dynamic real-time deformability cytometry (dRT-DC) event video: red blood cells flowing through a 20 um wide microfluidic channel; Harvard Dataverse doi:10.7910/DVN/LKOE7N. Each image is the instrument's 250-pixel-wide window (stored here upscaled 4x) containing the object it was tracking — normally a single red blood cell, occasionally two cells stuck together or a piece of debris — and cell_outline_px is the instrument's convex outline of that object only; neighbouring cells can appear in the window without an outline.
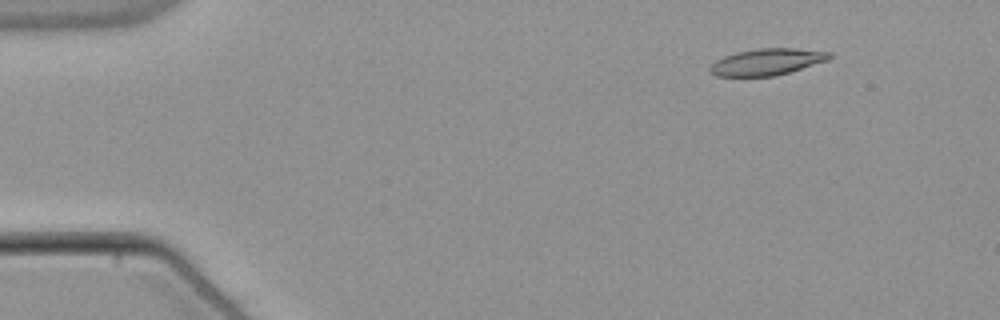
{"species": "common noctule bat (a hibernating species)", "species_latin": "Nyctalus noctula", "temperature_condition": "warm", "stored_images_in_passage": 18, "camera_frame_rate_fps": 3000, "um_per_image_px": 0.085, "animal": {"sex": "male", "body_mass_g": 21.5, "forearm_length_mm": 52.0}, "frame": {"image": 1, "passage_image": 7, "time_ms": 2.0, "image_size_px": [1000, 320], "cell_outline_px": [[832, 56], [828, 60], [788, 72], [772, 76], [716, 76], [708, 68], [716, 60], [724, 56], [736, 52], [756, 48], [796, 48], [832, 52]], "centroid_in_image_um": [65.19, 5.24], "position_along_channel_um": 19.8, "area_um2": 18.38}}
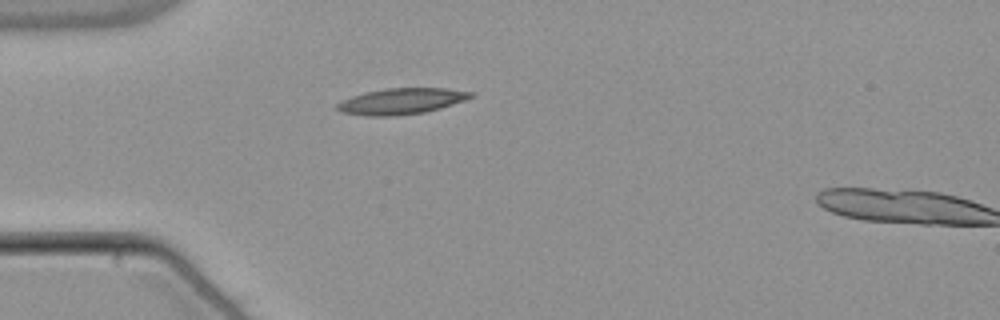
{"frame": {"image": 2, "passage_image": 16, "time_ms": 5.0, "image_size_px": [1000, 320], "cell_outline_px": [[472, 96], [464, 100], [440, 108], [424, 112], [392, 116], [368, 116], [340, 112], [336, 108], [336, 104], [352, 96], [364, 92], [384, 88], [448, 88], [472, 92]], "centroid_in_image_um": [34.08, 8.6], "position_along_channel_um": 50.9, "area_um2": 20.11}}